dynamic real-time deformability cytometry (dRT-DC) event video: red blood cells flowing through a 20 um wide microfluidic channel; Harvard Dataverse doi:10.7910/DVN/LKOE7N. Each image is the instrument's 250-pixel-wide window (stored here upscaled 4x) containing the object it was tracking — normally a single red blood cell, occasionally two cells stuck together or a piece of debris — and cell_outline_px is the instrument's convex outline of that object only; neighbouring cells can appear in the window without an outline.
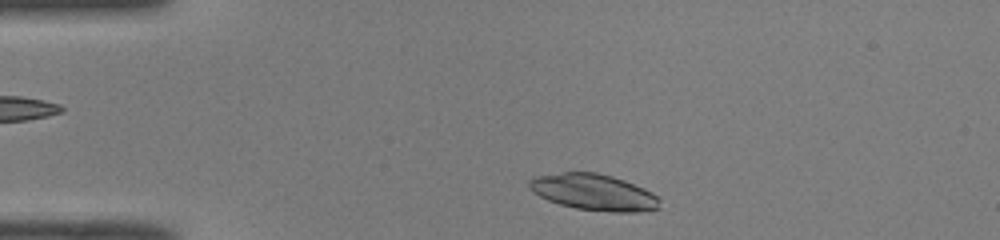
{"species": "common noctule bat (a hibernating species)", "species_latin": "Nyctalus noctula", "temperature_condition": "room temperature", "stored_images_in_passage": 41, "camera_frame_rate_fps": 3000, "um_per_image_px": 0.085, "animal": {"sex": "male", "body_mass_g": 19.0, "forearm_length_mm": 50.8}, "frame": {"image": 1, "passage_image": 2, "time_ms": 0.333, "image_size_px": [1000, 240], "cell_outline_px": [[660, 208], [636, 212], [612, 212], [576, 208], [560, 204], [548, 200], [532, 192], [528, 184], [528, 180], [536, 176], [564, 172], [596, 172], [612, 176], [624, 180], [644, 188], [652, 192], [660, 200]], "centroid_in_image_um": [50.47, 16.33], "position_along_channel_um": 34.5, "area_um2": 27.51}}
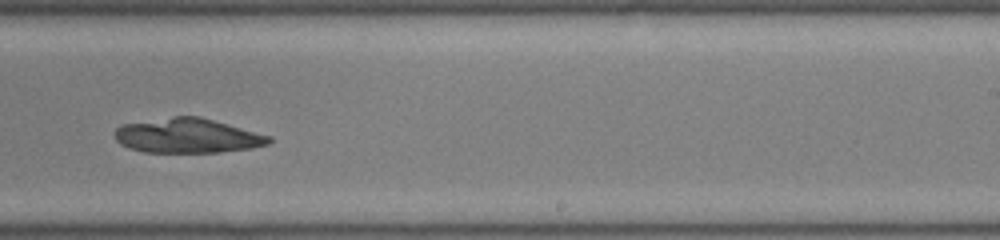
{"frame": {"image": 2, "passage_image": 23, "time_ms": 7.333, "image_size_px": [1000, 240], "cell_outline_px": [[272, 140], [268, 144], [252, 148], [220, 152], [144, 152], [128, 148], [120, 144], [116, 140], [116, 128], [124, 124], [176, 116], [200, 116], [272, 136]], "centroid_in_image_um": [15.97, 11.54], "position_along_channel_um": 273.0, "area_um2": 30.98}}
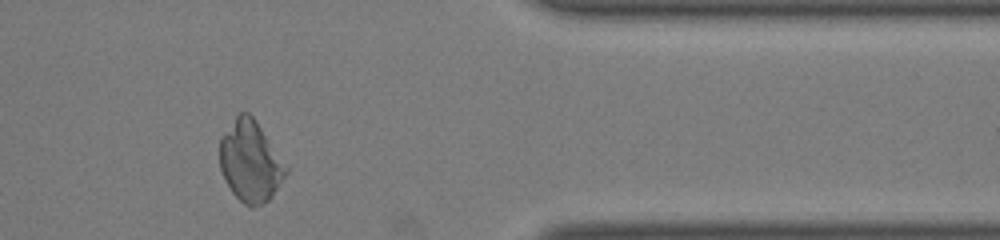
{"frame": {"image": 3, "passage_image": 33, "time_ms": 10.667, "image_size_px": [1000, 240], "cell_outline_px": [[288, 172], [272, 196], [264, 204], [252, 208], [248, 208], [232, 192], [224, 180], [220, 168], [220, 136], [236, 116], [240, 112], [248, 112], [256, 120], [288, 168]], "centroid_in_image_um": [21.26, 13.74], "position_along_channel_um": 390.1, "area_um2": 31.27}}